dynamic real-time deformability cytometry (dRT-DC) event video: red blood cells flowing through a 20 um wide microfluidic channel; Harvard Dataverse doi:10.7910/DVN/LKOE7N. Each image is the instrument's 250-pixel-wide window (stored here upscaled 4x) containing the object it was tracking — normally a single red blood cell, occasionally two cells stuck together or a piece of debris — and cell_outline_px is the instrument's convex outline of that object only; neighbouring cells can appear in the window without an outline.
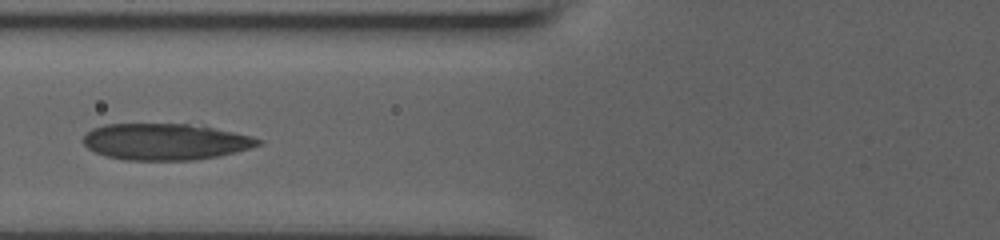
{"species": "human", "species_latin": "Homo sapiens", "temperature_condition": "room temperature", "stored_images_in_passage": 13, "camera_frame_rate_fps": 3000, "um_per_image_px": 0.085, "donor": {"sex": "male"}, "frame": {"image": 1, "passage_image": 11, "time_ms": 4.333, "image_size_px": [1000, 240], "cell_outline_px": [[260, 144], [236, 152], [216, 156], [192, 160], [124, 160], [108, 156], [96, 152], [88, 148], [84, 144], [84, 136], [92, 128], [104, 124], [204, 124], [252, 136], [260, 140]], "centroid_in_image_um": [14.08, 12.03], "position_along_channel_um": 111.7, "area_um2": 37.22}}